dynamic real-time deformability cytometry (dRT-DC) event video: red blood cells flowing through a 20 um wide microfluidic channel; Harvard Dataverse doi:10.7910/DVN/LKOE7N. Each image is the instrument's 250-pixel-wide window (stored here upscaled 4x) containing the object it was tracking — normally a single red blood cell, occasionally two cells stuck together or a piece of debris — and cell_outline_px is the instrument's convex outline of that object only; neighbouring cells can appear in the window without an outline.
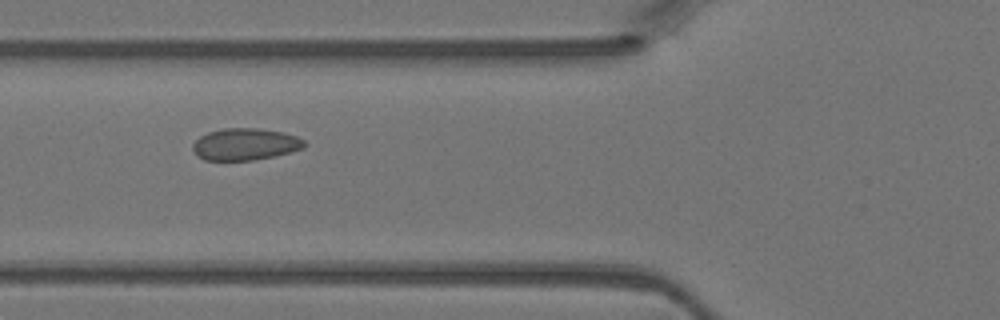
{"species": "Egyptian fruit bat (a non-hibernating species)", "species_latin": "Rousettus aegyptiacus", "temperature_condition": "warm", "stored_images_in_passage": 4, "camera_frame_rate_fps": 3000, "um_per_image_px": 0.085, "animal": {"sex": "female"}, "frame": {"image": 1, "passage_image": 4, "time_ms": 1.0, "image_size_px": [1000, 320], "cell_outline_px": [[308, 144], [304, 148], [272, 156], [252, 160], [204, 160], [196, 156], [192, 148], [192, 144], [200, 136], [208, 132], [224, 128], [256, 128], [284, 132], [296, 136], [304, 140]], "centroid_in_image_um": [20.82, 12.25], "position_along_channel_um": 105.0, "area_um2": 20.75}}